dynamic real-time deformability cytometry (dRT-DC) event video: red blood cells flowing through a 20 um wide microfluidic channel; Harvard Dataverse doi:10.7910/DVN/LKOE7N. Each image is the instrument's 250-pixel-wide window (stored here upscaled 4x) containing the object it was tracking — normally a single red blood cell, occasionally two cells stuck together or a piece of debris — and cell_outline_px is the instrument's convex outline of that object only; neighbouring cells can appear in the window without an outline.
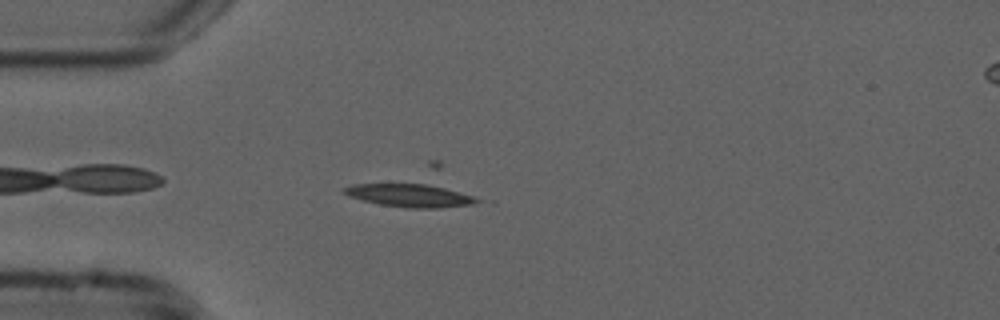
{"species": "common noctule bat (a hibernating species)", "species_latin": "Nyctalus noctula", "temperature_condition": "cold", "stored_images_in_passage": 21, "camera_frame_rate_fps": 3000, "um_per_image_px": 0.085, "animal": {"sex": "male", "forearm_length_mm": 52.5}, "frame": {"image": 1, "passage_image": 12, "time_ms": 3.667, "image_size_px": [1000, 320], "cell_outline_px": [[484, 200], [472, 204], [440, 208], [408, 208], [380, 204], [348, 196], [344, 192], [344, 188], [352, 184], [436, 184], [476, 196]], "centroid_in_image_um": [34.95, 16.61], "position_along_channel_um": 50.0, "area_um2": 17.98}}
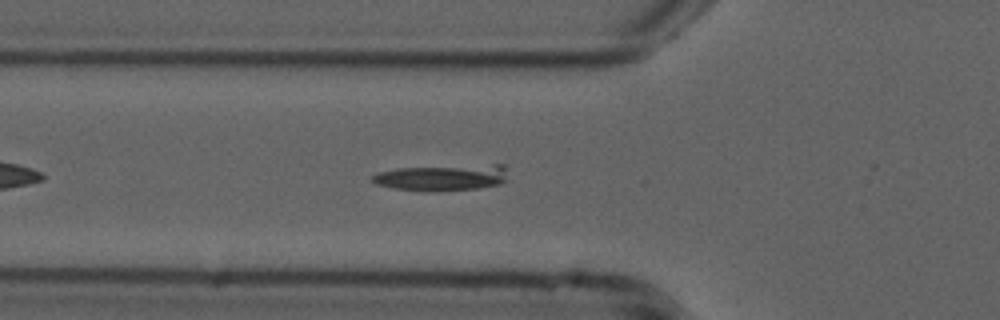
{"frame": {"image": 2, "passage_image": 16, "time_ms": 5.0, "image_size_px": [1000, 320], "cell_outline_px": [[508, 180], [500, 184], [476, 188], [392, 188], [376, 184], [372, 180], [372, 176], [380, 172], [396, 168], [492, 164], [504, 164]], "centroid_in_image_um": [37.66, 15.03], "position_along_channel_um": 88.1, "area_um2": 19.59}}
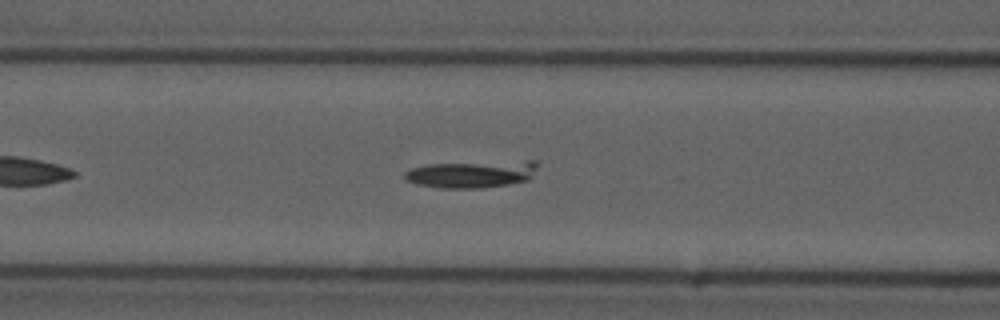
{"frame": {"image": 3, "passage_image": 19, "time_ms": 6.0, "image_size_px": [1000, 320], "cell_outline_px": [[536, 168], [532, 176], [528, 180], [508, 184], [480, 188], [440, 188], [416, 184], [404, 180], [404, 172], [412, 168], [428, 164], [524, 160], [536, 160]], "centroid_in_image_um": [40.08, 14.79], "position_along_channel_um": 126.5, "area_um2": 21.15}}